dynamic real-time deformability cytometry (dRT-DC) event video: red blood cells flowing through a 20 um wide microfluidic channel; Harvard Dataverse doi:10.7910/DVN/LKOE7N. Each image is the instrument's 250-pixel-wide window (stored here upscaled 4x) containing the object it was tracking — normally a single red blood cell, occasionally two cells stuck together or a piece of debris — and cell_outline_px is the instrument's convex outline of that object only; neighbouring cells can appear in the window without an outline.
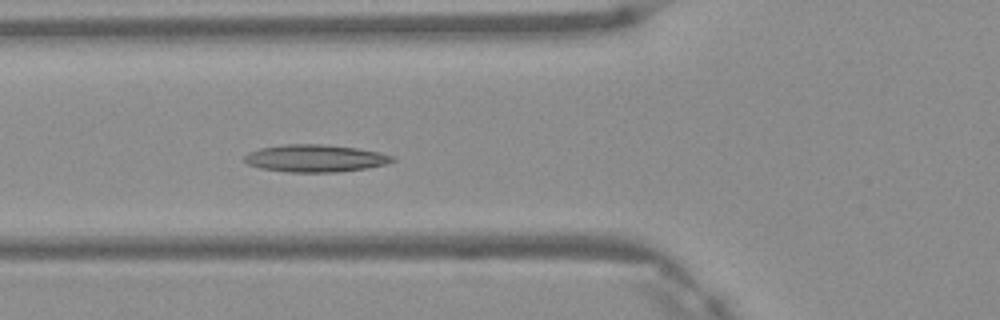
{"species": "Egyptian fruit bat (a non-hibernating species)", "species_latin": "Rousettus aegyptiacus", "temperature_condition": "warm", "stored_images_in_passage": 5, "camera_frame_rate_fps": 3000, "um_per_image_px": 0.085, "frame": {"image": 1, "passage_image": 5, "time_ms": 1.333, "image_size_px": [1000, 320], "cell_outline_px": [[396, 160], [384, 164], [368, 168], [340, 172], [288, 172], [260, 168], [248, 164], [244, 160], [244, 156], [248, 152], [260, 148], [284, 144], [320, 144], [356, 148], [380, 152], [396, 156]], "centroid_in_image_um": [26.81, 13.46], "position_along_channel_um": 99.0, "area_um2": 23.7}}